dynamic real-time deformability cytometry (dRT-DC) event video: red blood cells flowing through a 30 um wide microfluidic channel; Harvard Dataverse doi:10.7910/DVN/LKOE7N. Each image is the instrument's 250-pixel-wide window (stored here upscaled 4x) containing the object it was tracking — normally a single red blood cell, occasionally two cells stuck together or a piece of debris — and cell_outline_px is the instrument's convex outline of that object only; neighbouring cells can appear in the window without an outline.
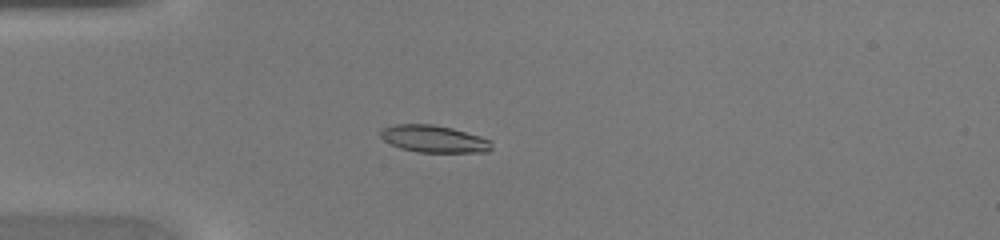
{"species": "common noctule bat (a hibernating species)", "species_latin": "Nyctalus noctula", "temperature_condition": "warm", "stored_images_in_passage": 46, "camera_frame_rate_fps": 3000, "um_per_image_px": 0.085, "animal": {"sex": "female", "body_mass_g": 20.0, "forearm_length_mm": 54.0}, "frame": {"image": 1, "passage_image": 14, "time_ms": 4.333, "image_size_px": [1000, 240], "cell_outline_px": [[492, 148], [488, 152], [416, 152], [400, 148], [384, 140], [380, 136], [380, 132], [384, 128], [396, 124], [432, 124], [452, 128], [480, 136], [492, 140]], "centroid_in_image_um": [36.91, 11.81], "position_along_channel_um": 48.1, "area_um2": 17.57}}
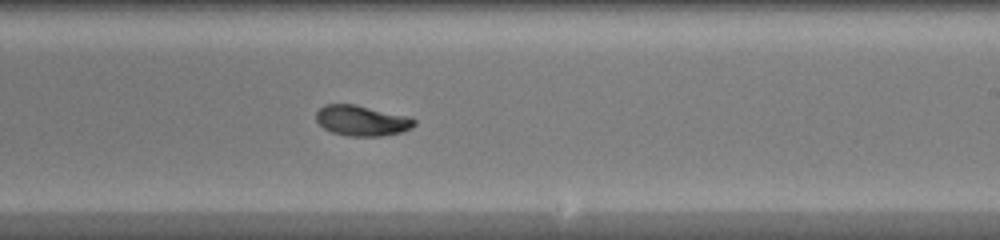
{"frame": {"image": 2, "passage_image": 29, "time_ms": 9.333, "image_size_px": [1000, 240], "cell_outline_px": [[416, 124], [412, 128], [400, 132], [380, 136], [348, 136], [332, 132], [324, 128], [316, 120], [316, 112], [324, 104], [356, 104], [412, 116], [416, 120]], "centroid_in_image_um": [30.79, 10.23], "position_along_channel_um": 258.2, "area_um2": 17.69}}
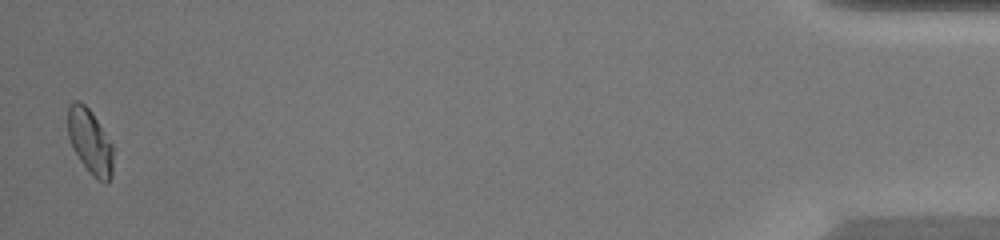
{"frame": {"image": 3, "passage_image": 46, "time_ms": 15.0, "image_size_px": [1000, 240], "cell_outline_px": [[112, 176], [108, 184], [104, 184], [92, 176], [88, 172], [72, 148], [68, 136], [68, 108], [76, 100], [80, 100], [88, 108], [112, 144]], "centroid_in_image_um": [7.65, 12.09], "position_along_channel_um": 427.6, "area_um2": 16.99}}